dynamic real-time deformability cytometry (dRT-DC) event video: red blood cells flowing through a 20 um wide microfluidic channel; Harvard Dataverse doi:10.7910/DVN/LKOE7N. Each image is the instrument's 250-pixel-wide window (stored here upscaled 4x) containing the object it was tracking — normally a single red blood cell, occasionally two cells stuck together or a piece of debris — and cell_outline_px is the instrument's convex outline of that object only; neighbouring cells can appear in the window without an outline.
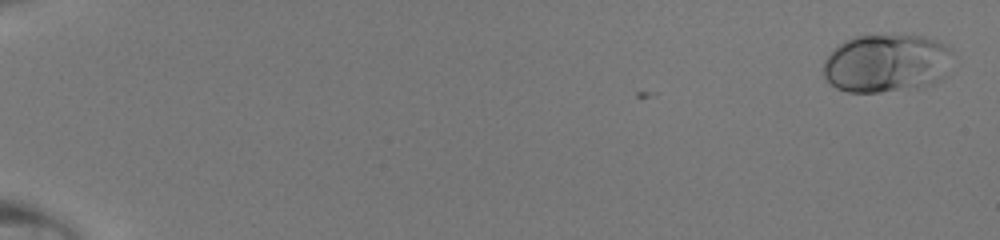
{"species": "human", "species_latin": "Homo sapiens", "temperature_condition": "room temperature", "stored_images_in_passage": 16, "camera_frame_rate_fps": 3000, "um_per_image_px": 0.085, "donor": {"sex": "male"}, "frame": {"image": 1, "passage_image": 2, "time_ms": 0.333, "image_size_px": [1000, 240], "cell_outline_px": [[952, 52], [944, 76], [932, 84], [916, 88], [880, 92], [848, 92], [836, 88], [824, 76], [824, 60], [840, 44], [856, 36], [924, 36], [936, 40], [952, 48]], "centroid_in_image_um": [75.36, 5.39], "position_along_channel_um": 9.6, "area_um2": 43.47}}